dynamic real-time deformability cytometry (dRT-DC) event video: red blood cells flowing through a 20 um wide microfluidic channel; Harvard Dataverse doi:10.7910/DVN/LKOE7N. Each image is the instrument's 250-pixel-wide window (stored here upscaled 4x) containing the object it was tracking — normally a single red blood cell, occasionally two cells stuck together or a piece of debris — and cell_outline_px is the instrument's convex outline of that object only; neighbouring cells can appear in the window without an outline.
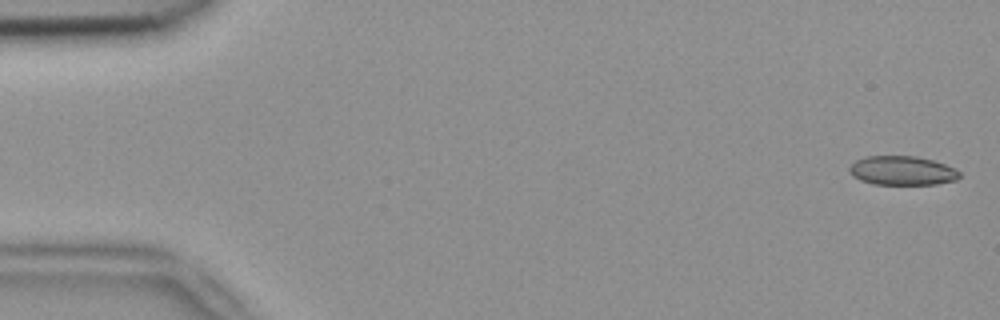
{"species": "common noctule bat (a hibernating species)", "species_latin": "Nyctalus noctula", "temperature_condition": "room temperature", "stored_images_in_passage": 6, "camera_frame_rate_fps": 3000, "um_per_image_px": 0.085, "animal": {"sex": "female", "body_mass_g": 18.4}, "frame": {"image": 1, "passage_image": 1, "time_ms": 0.0, "image_size_px": [1000, 320], "cell_outline_px": [[960, 176], [956, 180], [936, 184], [872, 184], [860, 180], [852, 176], [848, 168], [856, 160], [864, 156], [916, 156], [932, 160], [944, 164], [960, 172]], "centroid_in_image_um": [76.65, 14.5], "position_along_channel_um": 8.3, "area_um2": 18.61}}
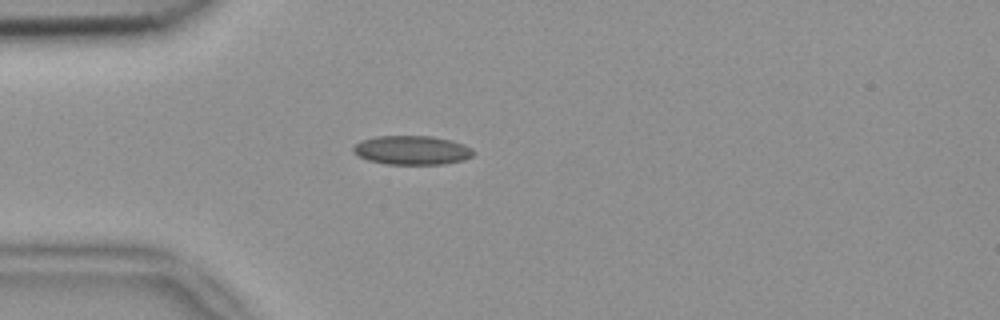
{"frame": {"image": 2, "passage_image": 4, "time_ms": 1.0, "image_size_px": [1000, 320], "cell_outline_px": [[476, 152], [472, 156], [464, 160], [444, 164], [388, 164], [368, 160], [352, 152], [352, 148], [360, 140], [376, 136], [432, 136], [452, 140], [464, 144], [472, 148]], "centroid_in_image_um": [35.04, 12.76], "position_along_channel_um": 50.0, "area_um2": 20.46}}